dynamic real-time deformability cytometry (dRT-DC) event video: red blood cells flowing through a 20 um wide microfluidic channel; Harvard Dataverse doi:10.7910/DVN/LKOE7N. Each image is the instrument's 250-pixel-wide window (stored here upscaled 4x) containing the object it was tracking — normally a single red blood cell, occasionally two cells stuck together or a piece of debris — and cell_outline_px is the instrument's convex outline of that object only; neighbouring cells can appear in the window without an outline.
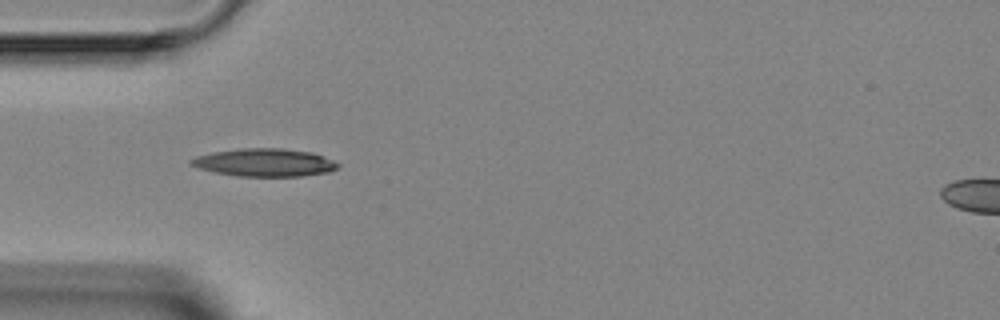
{"species": "Egyptian fruit bat (a non-hibernating species)", "species_latin": "Rousettus aegyptiacus", "temperature_condition": "room temperature", "stored_images_in_passage": 3, "camera_frame_rate_fps": 3000, "um_per_image_px": 0.085, "animal": {"sex": "female"}, "frame": {"image": 1, "passage_image": 1, "time_ms": 0.0, "image_size_px": [1000, 320], "cell_outline_px": [[340, 168], [328, 172], [304, 176], [236, 176], [196, 168], [188, 164], [188, 160], [196, 156], [212, 152], [240, 148], [280, 148], [312, 152], [324, 156], [340, 164]], "centroid_in_image_um": [22.47, 13.81], "position_along_channel_um": 62.5, "area_um2": 24.1}}
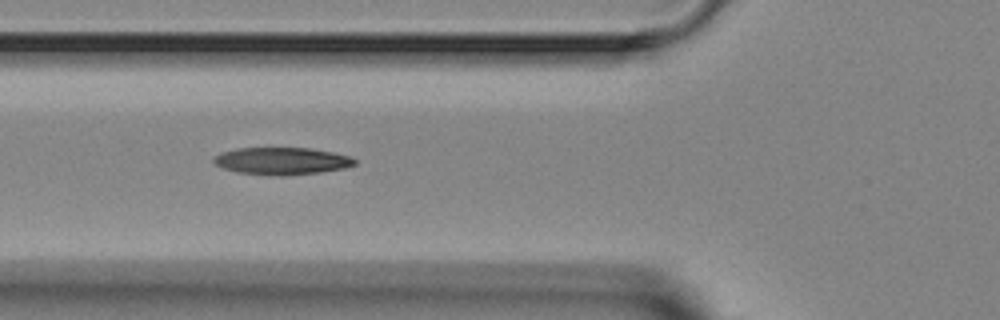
{"frame": {"image": 2, "passage_image": 2, "time_ms": 1.0, "image_size_px": [1000, 320], "cell_outline_px": [[356, 164], [344, 168], [320, 172], [288, 176], [276, 176], [236, 172], [224, 168], [216, 164], [212, 160], [220, 152], [236, 148], [312, 148], [352, 156], [356, 160]], "centroid_in_image_um": [23.97, 13.68], "position_along_channel_um": 101.8, "area_um2": 22.54}}
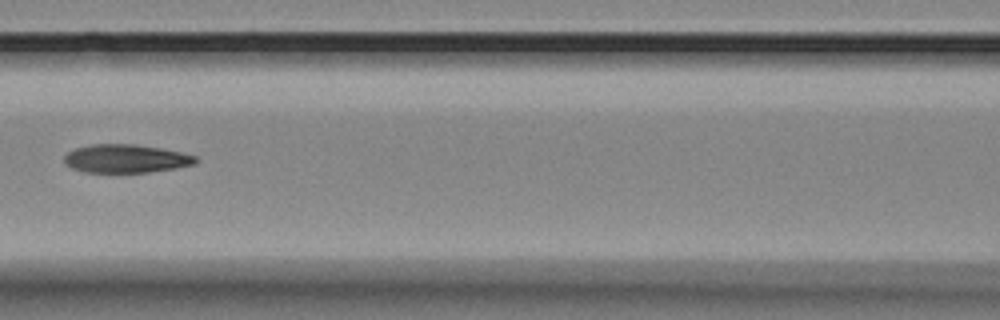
{"frame": {"image": 3, "passage_image": 3, "time_ms": 2.333, "image_size_px": [1000, 320], "cell_outline_px": [[200, 160], [196, 164], [176, 168], [148, 172], [84, 172], [72, 168], [64, 164], [64, 156], [68, 152], [76, 148], [92, 144], [136, 144], [160, 148], [180, 152], [196, 156]], "centroid_in_image_um": [10.71, 13.48], "position_along_channel_um": 155.9, "area_um2": 21.79}}